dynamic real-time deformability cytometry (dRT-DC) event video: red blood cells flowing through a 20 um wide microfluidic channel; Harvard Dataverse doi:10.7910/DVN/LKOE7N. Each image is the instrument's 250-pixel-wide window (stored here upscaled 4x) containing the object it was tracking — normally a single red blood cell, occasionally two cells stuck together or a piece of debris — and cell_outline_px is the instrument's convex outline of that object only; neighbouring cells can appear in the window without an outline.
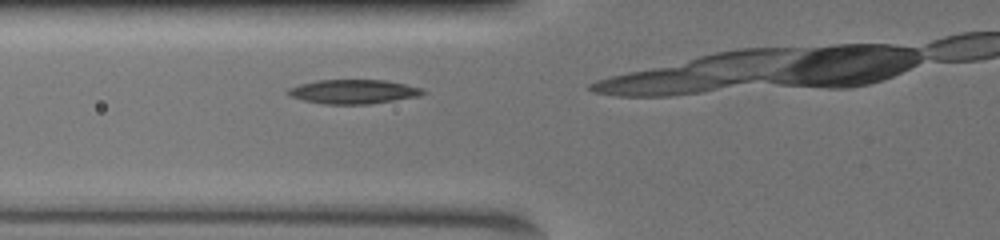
{"species": "common noctule bat (a hibernating species)", "species_latin": "Nyctalus noctula", "temperature_condition": "warm", "stored_images_in_passage": 9, "camera_frame_rate_fps": 3000, "um_per_image_px": 0.085, "animal": {"sex": "female", "body_mass_g": 19.5, "forearm_length_mm": 54.1}, "frame": {"image": 1, "passage_image": 6, "time_ms": 1.667, "image_size_px": [1000, 240], "cell_outline_px": [[428, 92], [416, 96], [396, 100], [368, 104], [324, 104], [304, 100], [292, 96], [288, 92], [288, 88], [300, 84], [316, 80], [384, 80], [404, 84], [420, 88]], "centroid_in_image_um": [30.04, 7.79], "position_along_channel_um": 95.8, "area_um2": 18.73}}